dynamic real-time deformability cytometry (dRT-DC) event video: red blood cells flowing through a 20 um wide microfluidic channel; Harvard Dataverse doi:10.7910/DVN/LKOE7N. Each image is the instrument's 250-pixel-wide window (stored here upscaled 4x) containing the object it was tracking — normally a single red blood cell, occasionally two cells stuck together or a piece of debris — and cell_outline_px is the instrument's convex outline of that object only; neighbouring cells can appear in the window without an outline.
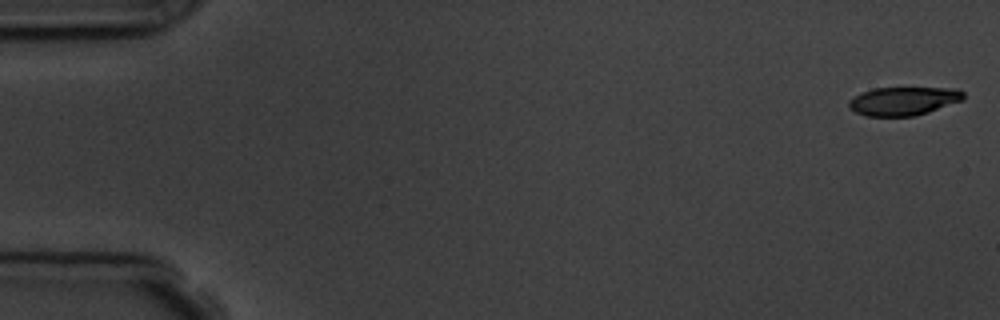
{"species": "common noctule bat (a hibernating species)", "species_latin": "Nyctalus noctula", "temperature_condition": "room temperature", "stored_images_in_passage": 6, "segment_of_instrument_passage": [1, 2], "camera_frame_rate_fps": 3000, "um_per_image_px": 0.085, "animal": {"sex": "male", "body_mass_g": 19.5, "forearm_length_mm": 54.6}, "frame": {"image": 1, "passage_image": 1, "time_ms": 0.0, "image_size_px": [1000, 320], "cell_outline_px": [[964, 100], [916, 116], [864, 116], [848, 108], [848, 100], [860, 92], [876, 88], [960, 88], [964, 92]], "centroid_in_image_um": [76.79, 8.59], "position_along_channel_um": 8.2, "area_um2": 19.25}}
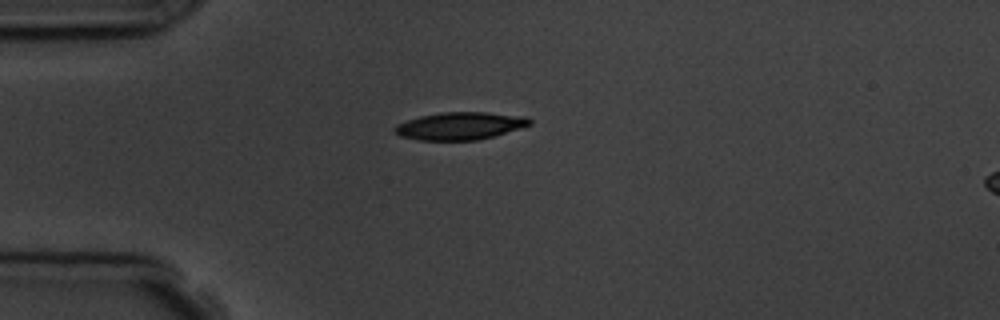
{"frame": {"image": 2, "passage_image": 5, "time_ms": 4.333, "image_size_px": [1000, 320], "cell_outline_px": [[532, 124], [520, 128], [492, 136], [476, 140], [416, 140], [400, 136], [392, 128], [396, 124], [420, 116], [440, 112], [488, 112], [528, 116], [532, 120]], "centroid_in_image_um": [39.11, 10.69], "position_along_channel_um": 45.9, "area_um2": 21.73}}